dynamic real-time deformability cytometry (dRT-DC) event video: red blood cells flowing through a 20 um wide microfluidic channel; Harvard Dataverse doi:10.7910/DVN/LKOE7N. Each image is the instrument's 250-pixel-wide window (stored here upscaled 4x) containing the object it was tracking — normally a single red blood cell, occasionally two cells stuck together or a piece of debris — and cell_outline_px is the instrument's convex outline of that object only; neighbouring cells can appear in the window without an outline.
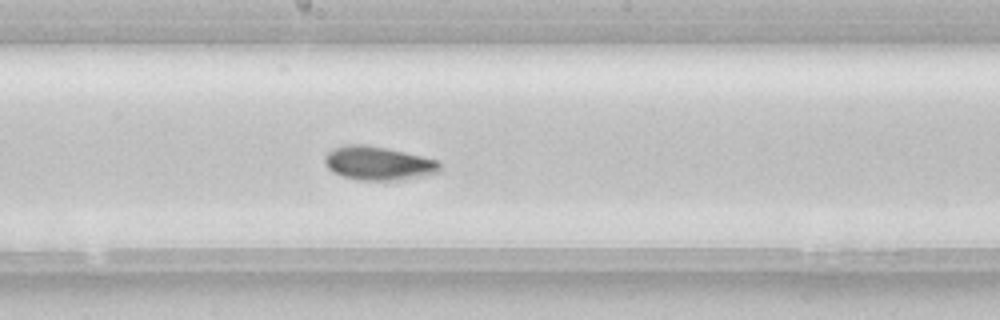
{"species": "common noctule bat (a hibernating species)", "species_latin": "Nyctalus noctula", "temperature_condition": "room temperature", "stored_images_in_passage": 38, "camera_frame_rate_fps": 3000, "um_per_image_px": 0.085, "animal": {"sex": "female", "body_mass_g": 22.7, "forearm_length_mm": 54.2}, "frame": {"image": 1, "passage_image": 12, "time_ms": 3.667, "image_size_px": [1000, 320], "cell_outline_px": [[440, 172], [396, 180], [356, 180], [340, 176], [332, 172], [328, 168], [324, 160], [324, 156], [328, 152], [336, 148], [348, 144], [364, 144], [388, 148], [436, 160], [440, 164]], "centroid_in_image_um": [32.1, 13.88], "position_along_channel_um": 216.1, "area_um2": 22.43}}